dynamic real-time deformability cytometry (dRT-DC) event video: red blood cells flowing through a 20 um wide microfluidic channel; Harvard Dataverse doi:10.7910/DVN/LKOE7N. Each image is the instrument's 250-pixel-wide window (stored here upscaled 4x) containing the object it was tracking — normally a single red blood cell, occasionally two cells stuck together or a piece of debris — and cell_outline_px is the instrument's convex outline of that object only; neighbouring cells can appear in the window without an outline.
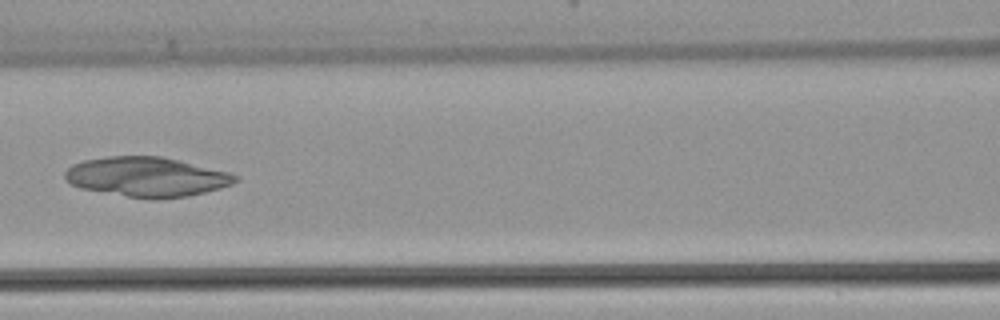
{"species": "common noctule bat (a hibernating species)", "species_latin": "Nyctalus noctula", "temperature_condition": "warm", "stored_images_in_passage": 39, "camera_frame_rate_fps": 3000, "um_per_image_px": 0.085, "animal": {"sex": "female", "body_mass_g": 22.7, "forearm_length_mm": 54.2}, "frame": {"image": 1, "passage_image": 19, "time_ms": 6.0, "image_size_px": [1000, 320], "cell_outline_px": [[240, 180], [232, 184], [220, 188], [188, 196], [128, 196], [80, 188], [72, 184], [64, 176], [64, 172], [72, 164], [84, 160], [108, 156], [160, 156], [228, 172], [240, 176]], "centroid_in_image_um": [12.46, 15.0], "position_along_channel_um": 154.1, "area_um2": 38.32}}
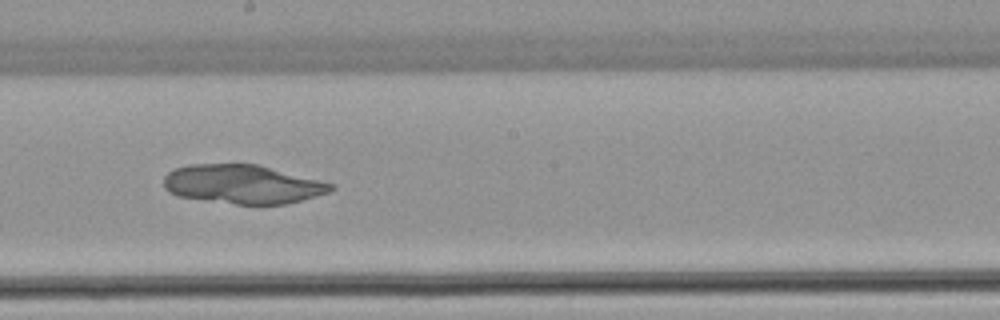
{"frame": {"image": 2, "passage_image": 24, "time_ms": 7.667, "image_size_px": [1000, 320], "cell_outline_px": [[336, 188], [328, 192], [316, 196], [288, 204], [236, 204], [176, 196], [168, 192], [164, 188], [164, 176], [168, 172], [176, 168], [188, 164], [256, 164], [336, 184]], "centroid_in_image_um": [20.62, 15.66], "position_along_channel_um": 227.6, "area_um2": 37.92}}
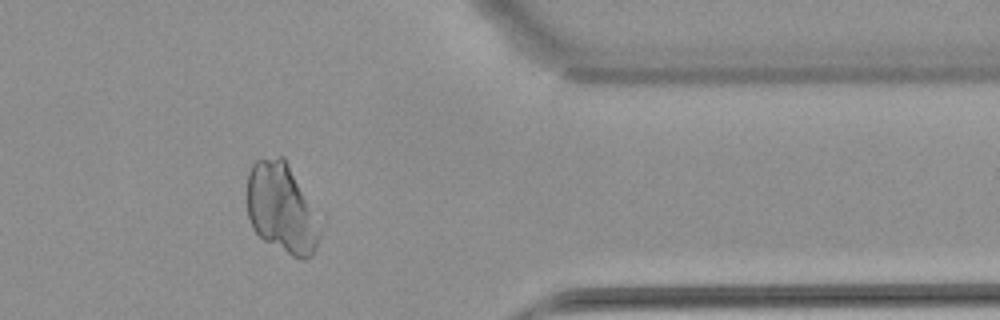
{"frame": {"image": 3, "passage_image": 36, "time_ms": 11.667, "image_size_px": [1000, 320], "cell_outline_px": [[320, 232], [316, 248], [312, 256], [304, 260], [292, 256], [264, 240], [252, 228], [248, 216], [248, 172], [252, 164], [256, 160], [280, 156], [284, 156], [320, 228]], "centroid_in_image_um": [23.88, 17.73], "position_along_channel_um": 387.5, "area_um2": 36.99}}